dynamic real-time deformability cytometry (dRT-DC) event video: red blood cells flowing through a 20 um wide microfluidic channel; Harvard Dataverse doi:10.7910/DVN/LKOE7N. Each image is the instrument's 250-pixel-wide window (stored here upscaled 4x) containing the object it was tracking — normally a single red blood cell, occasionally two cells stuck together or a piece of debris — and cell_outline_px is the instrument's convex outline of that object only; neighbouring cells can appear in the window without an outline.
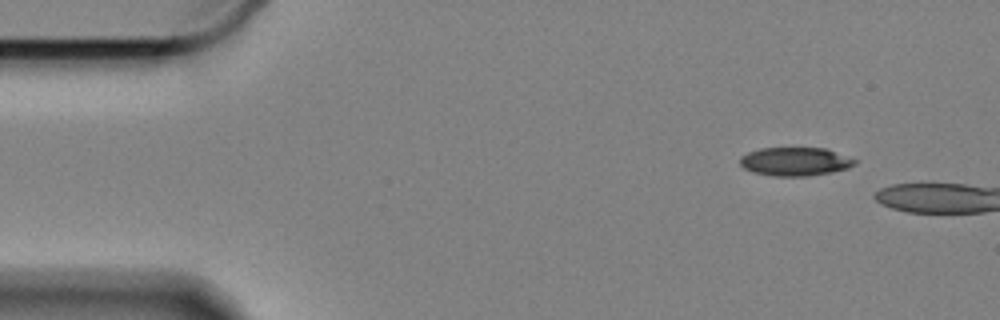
{"species": "Egyptian fruit bat (a non-hibernating species)", "species_latin": "Rousettus aegyptiacus", "temperature_condition": "cold", "stored_images_in_passage": 8, "camera_frame_rate_fps": 3000, "um_per_image_px": 0.085, "animal": {"sex": "female"}, "frame": {"image": 1, "passage_image": 1, "time_ms": 0.0, "image_size_px": [1000, 320], "cell_outline_px": [[860, 160], [856, 164], [848, 168], [832, 172], [808, 176], [776, 176], [752, 172], [744, 168], [740, 164], [740, 156], [748, 152], [760, 148], [824, 148]], "centroid_in_image_um": [67.61, 13.73], "position_along_channel_um": 17.4, "area_um2": 19.19}}